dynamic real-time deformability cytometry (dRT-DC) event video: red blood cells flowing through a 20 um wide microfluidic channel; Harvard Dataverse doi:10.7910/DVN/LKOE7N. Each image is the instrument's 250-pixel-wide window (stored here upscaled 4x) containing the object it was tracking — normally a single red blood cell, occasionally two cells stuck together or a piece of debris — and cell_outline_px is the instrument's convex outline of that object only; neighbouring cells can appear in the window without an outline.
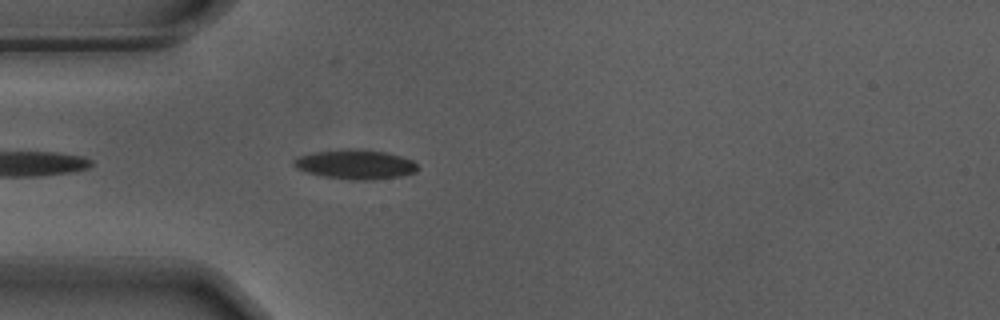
{"species": "Egyptian fruit bat (a non-hibernating species)", "species_latin": "Rousettus aegyptiacus", "temperature_condition": "warm", "stored_images_in_passage": 25, "camera_frame_rate_fps": 3000, "um_per_image_px": 0.085, "animal": {"sex": "male"}, "frame": {"image": 1, "passage_image": 3, "time_ms": 0.667, "image_size_px": [1000, 320], "cell_outline_px": [[420, 168], [416, 172], [404, 176], [372, 180], [348, 180], [320, 176], [304, 172], [296, 168], [292, 164], [292, 160], [300, 156], [312, 152], [344, 148], [360, 148], [384, 152], [400, 156], [412, 160]], "centroid_in_image_um": [30.18, 13.98], "position_along_channel_um": 54.8, "area_um2": 21.85}}
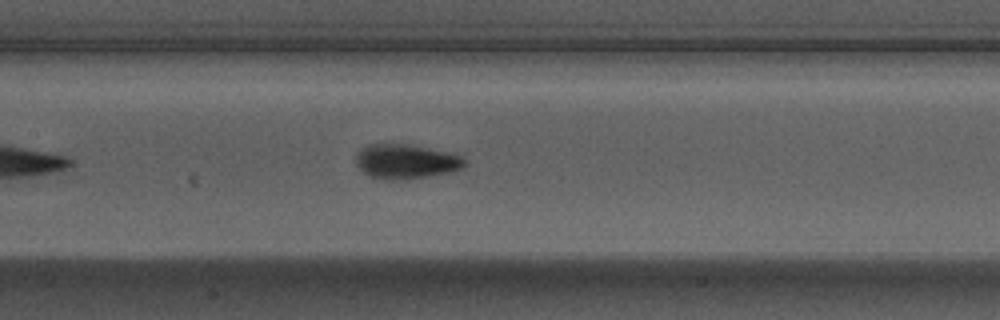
{"frame": {"image": 2, "passage_image": 13, "time_ms": 4.0, "image_size_px": [1000, 320], "cell_outline_px": [[468, 164], [464, 168], [452, 172], [408, 180], [384, 180], [368, 176], [356, 164], [356, 156], [368, 144], [408, 144], [448, 152], [460, 156]], "centroid_in_image_um": [34.54, 13.75], "position_along_channel_um": 172.9, "area_um2": 22.02}}
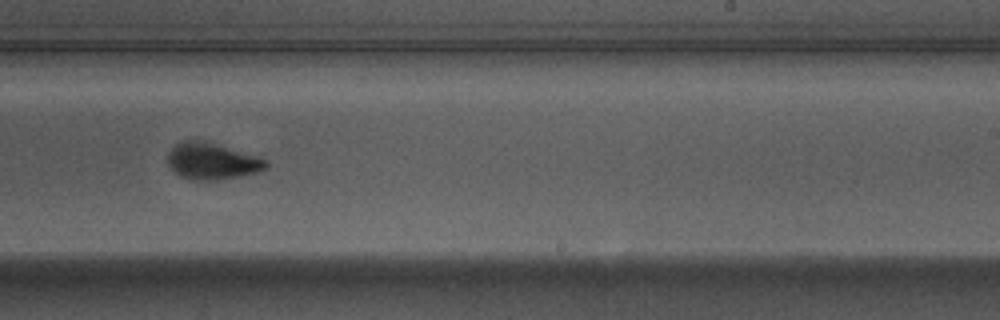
{"frame": {"image": 3, "passage_image": 21, "time_ms": 6.667, "image_size_px": [1000, 320], "cell_outline_px": [[268, 168], [260, 172], [240, 176], [216, 180], [192, 180], [180, 176], [168, 164], [168, 152], [180, 140], [200, 140], [256, 156], [268, 160]], "centroid_in_image_um": [18.03, 13.71], "position_along_channel_um": 271.0, "area_um2": 20.75}}